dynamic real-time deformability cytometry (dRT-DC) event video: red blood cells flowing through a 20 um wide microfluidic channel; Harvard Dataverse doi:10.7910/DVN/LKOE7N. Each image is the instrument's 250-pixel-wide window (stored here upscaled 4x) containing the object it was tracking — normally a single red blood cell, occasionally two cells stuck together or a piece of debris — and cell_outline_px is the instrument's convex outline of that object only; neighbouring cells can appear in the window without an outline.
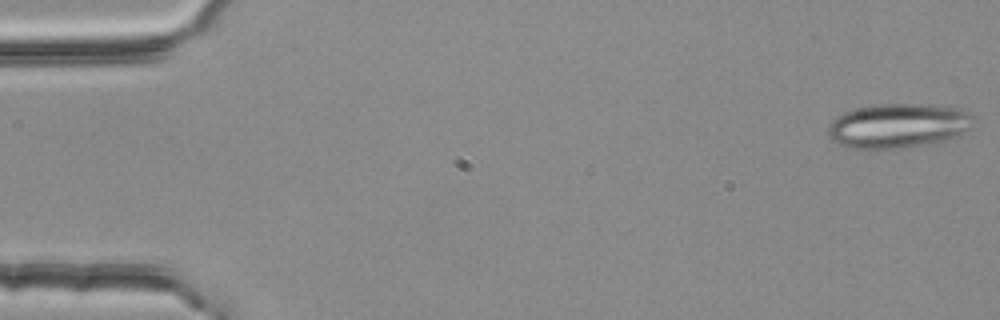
{"species": "common noctule bat (a hibernating species)", "species_latin": "Nyctalus noctula", "temperature_condition": "room temperature", "stored_images_in_passage": 11, "camera_frame_rate_fps": 3000, "um_per_image_px": 0.085, "animal": {"sex": "female", "body_mass_g": 25.1}, "frame": {"image": 1, "passage_image": 1, "time_ms": 0.0, "image_size_px": [1000, 320], "cell_outline_px": [[972, 128], [956, 136], [936, 144], [904, 148], [856, 148], [836, 144], [828, 136], [828, 124], [836, 116], [844, 112], [876, 104], [936, 104], [956, 108], [968, 112], [972, 116]], "centroid_in_image_um": [76.35, 10.69], "position_along_channel_um": 8.6, "area_um2": 38.03}}